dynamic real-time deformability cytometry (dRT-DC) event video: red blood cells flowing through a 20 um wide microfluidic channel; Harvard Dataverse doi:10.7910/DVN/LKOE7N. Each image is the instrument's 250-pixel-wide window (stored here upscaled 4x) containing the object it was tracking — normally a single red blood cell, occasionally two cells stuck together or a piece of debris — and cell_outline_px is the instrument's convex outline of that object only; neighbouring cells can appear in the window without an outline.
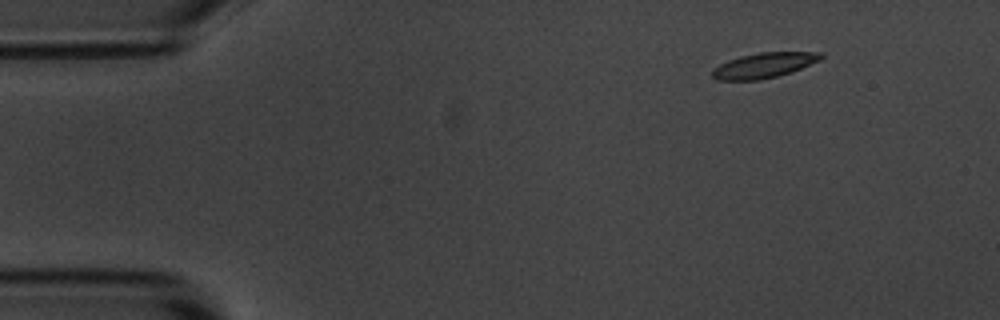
{"species": "common noctule bat (a hibernating species)", "species_latin": "Nyctalus noctula", "temperature_condition": "room temperature", "stored_images_in_passage": 5, "camera_frame_rate_fps": 3000, "um_per_image_px": 0.085, "animal": {"sex": "male", "body_mass_g": 20.1, "forearm_length_mm": 53.5}, "frame": {"image": 1, "passage_image": 1, "time_ms": 0.0, "image_size_px": [1000, 320], "cell_outline_px": [[824, 56], [820, 60], [792, 72], [760, 80], [716, 80], [712, 76], [712, 68], [728, 60], [740, 56], [760, 52], [824, 52]], "centroid_in_image_um": [64.94, 5.55], "position_along_channel_um": 20.1, "area_um2": 16.01}}
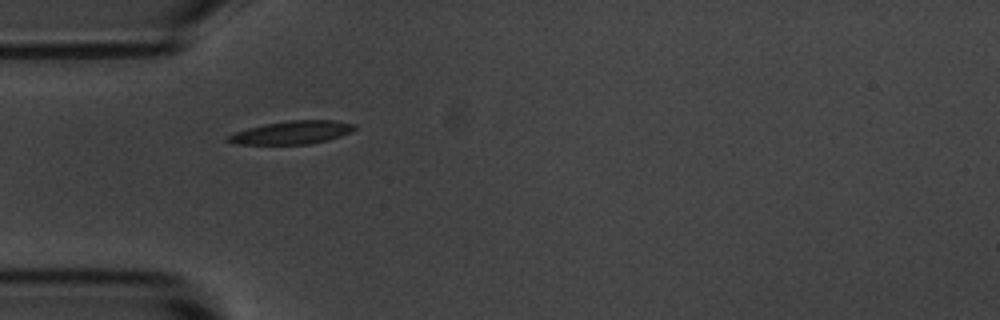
{"frame": {"image": 2, "passage_image": 4, "time_ms": 3.333, "image_size_px": [1000, 320], "cell_outline_px": [[356, 128], [352, 132], [328, 140], [308, 144], [232, 144], [224, 140], [228, 136], [236, 132], [248, 128], [264, 124], [292, 120], [332, 120], [356, 124]], "centroid_in_image_um": [24.82, 11.26], "position_along_channel_um": 60.2, "area_um2": 17.05}}